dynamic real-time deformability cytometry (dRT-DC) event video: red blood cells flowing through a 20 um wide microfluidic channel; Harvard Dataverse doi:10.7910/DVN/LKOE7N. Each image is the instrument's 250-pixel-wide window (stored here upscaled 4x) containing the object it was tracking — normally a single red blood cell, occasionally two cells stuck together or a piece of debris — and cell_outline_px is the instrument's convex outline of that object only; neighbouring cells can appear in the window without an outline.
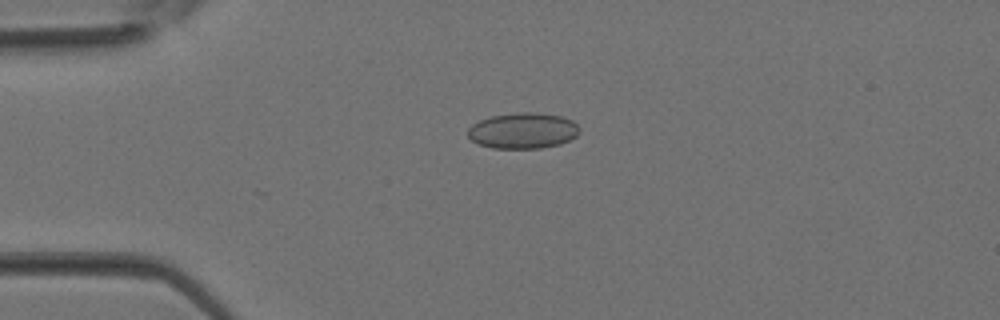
{"species": "Egyptian fruit bat (a non-hibernating species)", "species_latin": "Rousettus aegyptiacus", "temperature_condition": "room temperature", "stored_images_in_passage": 24, "camera_frame_rate_fps": 3000, "um_per_image_px": 0.085, "animal": {"sex": "female"}, "frame": {"image": 1, "passage_image": 3, "time_ms": 0.667, "image_size_px": [1000, 320], "cell_outline_px": [[580, 132], [576, 136], [560, 144], [540, 148], [492, 148], [480, 144], [472, 140], [468, 136], [468, 128], [472, 124], [480, 120], [492, 116], [524, 112], [532, 112], [560, 116], [572, 120], [580, 128]], "centroid_in_image_um": [44.46, 11.11], "position_along_channel_um": 40.5, "area_um2": 23.12}}
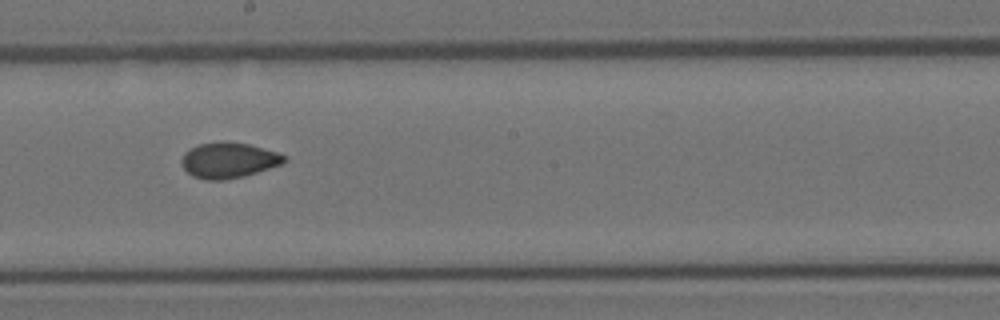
{"frame": {"image": 2, "passage_image": 15, "time_ms": 4.667, "image_size_px": [1000, 320], "cell_outline_px": [[288, 160], [284, 164], [244, 176], [224, 180], [204, 180], [192, 176], [184, 168], [180, 160], [184, 152], [200, 144], [220, 140], [224, 140], [248, 144], [276, 152], [288, 156]], "centroid_in_image_um": [19.45, 13.62], "position_along_channel_um": 228.8, "area_um2": 21.56}}
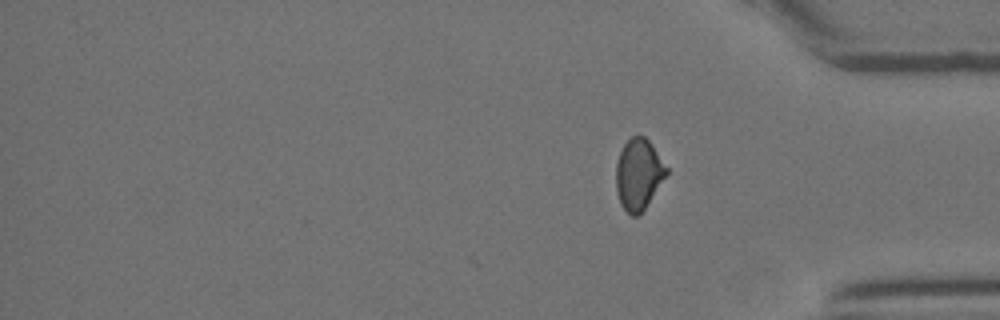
{"frame": {"image": 3, "passage_image": 24, "time_ms": 7.667, "image_size_px": [1000, 320], "cell_outline_px": [[668, 172], [644, 208], [636, 216], [632, 216], [620, 204], [616, 192], [616, 164], [620, 152], [624, 144], [632, 136], [644, 136], [652, 144], [668, 168]], "centroid_in_image_um": [54.26, 14.79], "position_along_channel_um": 380.9, "area_um2": 20.52}}